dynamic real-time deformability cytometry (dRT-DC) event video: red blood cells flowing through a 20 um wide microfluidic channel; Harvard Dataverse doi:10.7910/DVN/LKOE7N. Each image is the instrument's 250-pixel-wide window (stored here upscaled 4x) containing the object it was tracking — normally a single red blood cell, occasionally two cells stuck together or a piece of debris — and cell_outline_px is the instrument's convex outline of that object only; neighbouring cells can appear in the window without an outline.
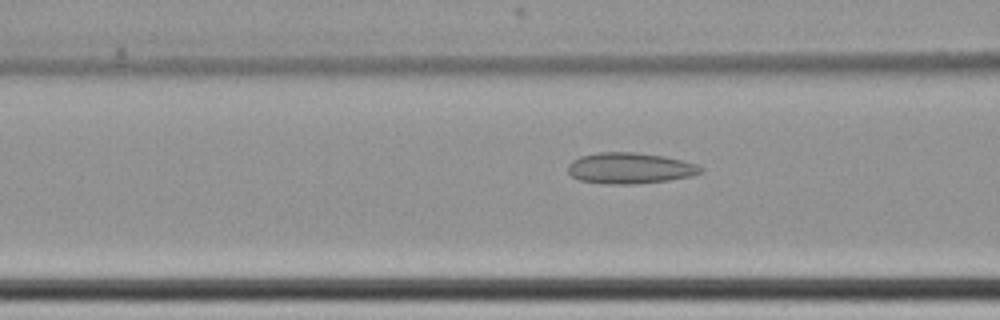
{"species": "common noctule bat (a hibernating species)", "species_latin": "Nyctalus noctula", "temperature_condition": "cold", "stored_images_in_passage": 62, "camera_frame_rate_fps": 3000, "um_per_image_px": 0.085, "animal": {"sex": "female", "body_mass_g": 22.7, "forearm_length_mm": 54.2}, "frame": {"image": 1, "passage_image": 27, "time_ms": 8.667, "image_size_px": [1000, 320], "cell_outline_px": [[704, 172], [692, 176], [668, 180], [632, 184], [608, 184], [580, 180], [572, 176], [568, 172], [568, 164], [572, 160], [580, 156], [600, 152], [636, 152], [664, 156], [696, 164], [704, 168]], "centroid_in_image_um": [53.55, 14.29], "position_along_channel_um": 113.1, "area_um2": 23.99}}
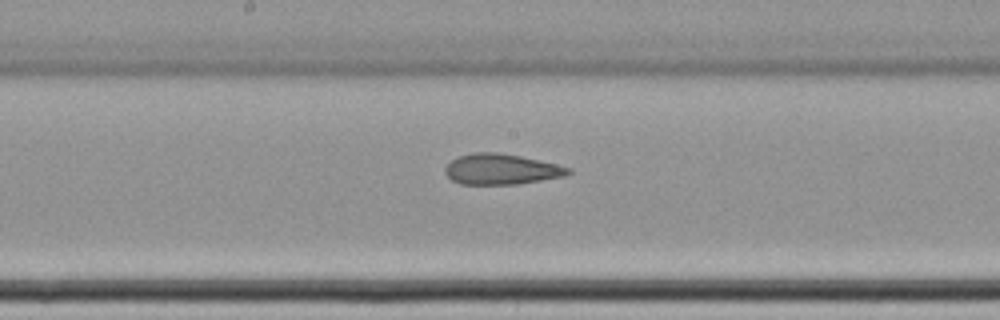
{"frame": {"image": 2, "passage_image": 35, "time_ms": 11.333, "image_size_px": [1000, 320], "cell_outline_px": [[572, 172], [564, 176], [516, 184], [460, 184], [452, 180], [444, 172], [444, 168], [452, 160], [460, 156], [472, 152], [496, 152], [520, 156], [556, 164], [572, 168]], "centroid_in_image_um": [42.6, 14.38], "position_along_channel_um": 205.6, "area_um2": 21.79}}
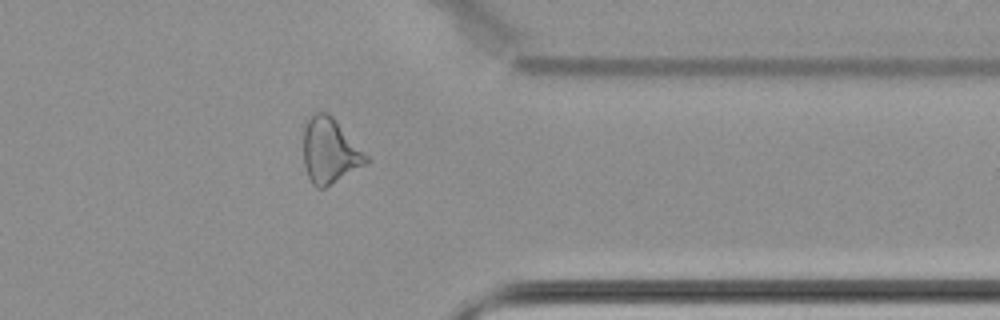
{"frame": {"image": 3, "passage_image": 51, "time_ms": 16.667, "image_size_px": [1000, 320], "cell_outline_px": [[372, 160], [324, 188], [316, 188], [312, 184], [308, 176], [304, 164], [304, 124], [316, 112], [328, 112], [336, 120]], "centroid_in_image_um": [28.03, 12.82], "position_along_channel_um": 383.4, "area_um2": 23.64}, "authors_computed_cell_mechanics": {"area_um2": 25.8366, "velocity_mm_per_s": 3.4643, "shape_relaxation_time_tau1_ms": null, "shape_relaxation_time_tau2_ms": 3.8923, "deformation_change_tau1": null, "deformation_change_tau2": 0.1327}}